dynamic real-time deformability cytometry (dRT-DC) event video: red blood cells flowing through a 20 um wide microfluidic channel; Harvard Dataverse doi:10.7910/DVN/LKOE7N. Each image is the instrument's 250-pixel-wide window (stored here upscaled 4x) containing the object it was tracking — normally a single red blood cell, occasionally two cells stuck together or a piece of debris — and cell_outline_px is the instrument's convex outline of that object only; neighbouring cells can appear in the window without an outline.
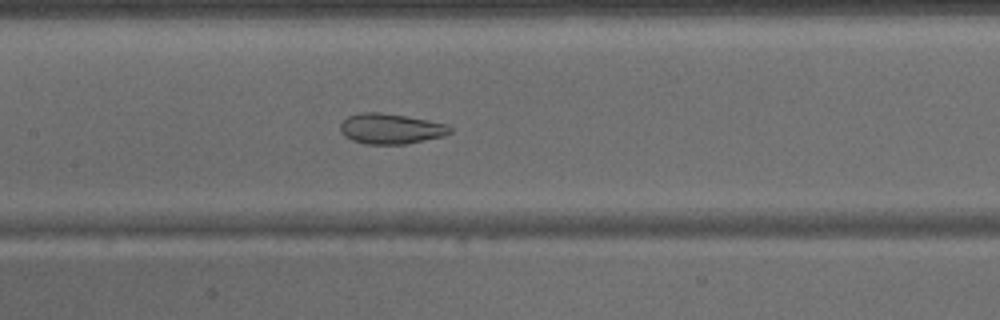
{"species": "common noctule bat (a hibernating species)", "species_latin": "Nyctalus noctula", "temperature_condition": "warm", "stored_images_in_passage": 44, "camera_frame_rate_fps": 3000, "um_per_image_px": 0.085, "animal": {"sex": "male", "body_mass_g": 15.6}, "frame": {"image": 1, "passage_image": 21, "time_ms": 6.667, "image_size_px": [1000, 320], "cell_outline_px": [[452, 132], [444, 136], [404, 144], [364, 144], [352, 140], [344, 136], [340, 132], [340, 124], [348, 116], [360, 112], [380, 112], [428, 120], [448, 124], [452, 128]], "centroid_in_image_um": [33.2, 10.94], "position_along_channel_um": 174.2, "area_um2": 19.48}}
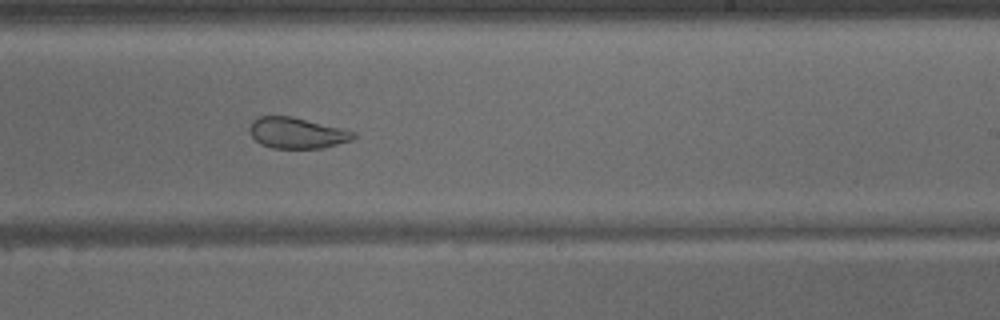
{"frame": {"image": 2, "passage_image": 27, "time_ms": 8.667, "image_size_px": [1000, 320], "cell_outline_px": [[356, 136], [352, 140], [324, 148], [272, 148], [260, 144], [248, 132], [248, 128], [252, 120], [260, 116], [292, 116], [344, 128], [356, 132]], "centroid_in_image_um": [25.24, 11.3], "position_along_channel_um": 263.8, "area_um2": 19.02}}
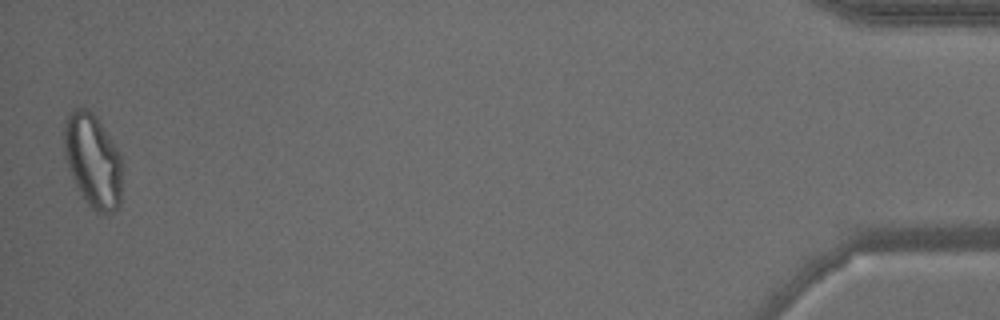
{"frame": {"image": 3, "passage_image": 44, "time_ms": 14.333, "image_size_px": [1000, 320], "cell_outline_px": [[120, 204], [112, 212], [96, 212], [88, 204], [76, 184], [72, 176], [64, 156], [64, 128], [68, 112], [76, 108], [88, 108], [96, 116], [120, 152]], "centroid_in_image_um": [7.87, 13.6], "position_along_channel_um": 427.3, "area_um2": 31.27}}